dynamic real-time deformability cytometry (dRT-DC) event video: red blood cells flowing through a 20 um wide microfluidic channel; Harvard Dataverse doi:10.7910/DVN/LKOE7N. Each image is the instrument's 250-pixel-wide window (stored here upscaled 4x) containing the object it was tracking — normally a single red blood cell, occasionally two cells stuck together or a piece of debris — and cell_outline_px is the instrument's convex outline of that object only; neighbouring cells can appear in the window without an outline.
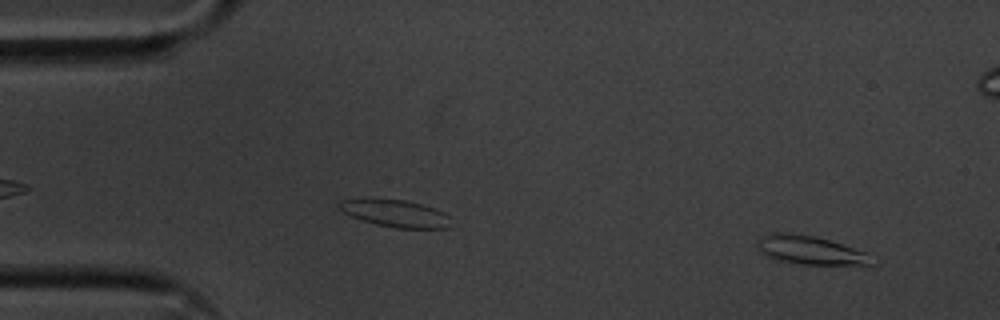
{"species": "common noctule bat (a hibernating species)", "species_latin": "Nyctalus noctula", "temperature_condition": "cold", "stored_images_in_passage": 55, "segment_of_instrument_passage": [1, 2], "camera_frame_rate_fps": 3000, "um_per_image_px": 0.085, "animal": {"sex": "male", "body_mass_g": 20.1, "forearm_length_mm": 53.5}, "frame": {"image": 1, "passage_image": 3, "time_ms": 0.667, "image_size_px": [1000, 320], "cell_outline_px": [[880, 260], [876, 264], [804, 264], [780, 260], [768, 256], [756, 244], [764, 232], [780, 232], [812, 236], [828, 240], [868, 252]], "centroid_in_image_um": [68.97, 21.26], "position_along_channel_um": 16.0, "area_um2": 18.9}}
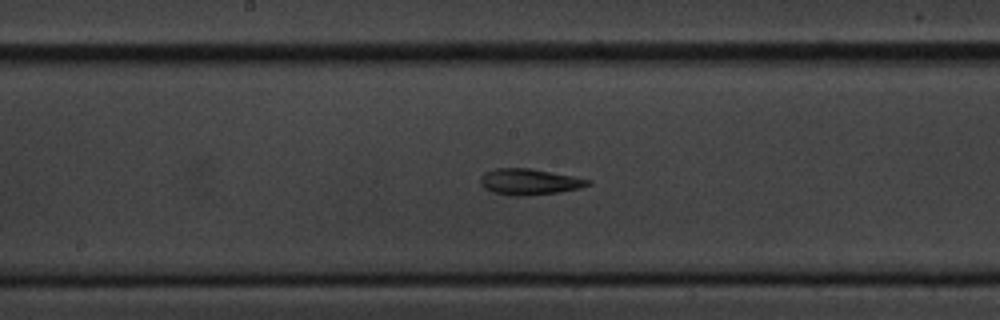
{"frame": {"image": 2, "passage_image": 27, "time_ms": 8.667, "image_size_px": [1000, 320], "cell_outline_px": [[592, 184], [580, 188], [556, 192], [524, 196], [508, 196], [492, 192], [484, 188], [480, 184], [480, 176], [484, 172], [496, 168], [532, 168], [592, 180]], "centroid_in_image_um": [44.96, 15.45], "position_along_channel_um": 203.2, "area_um2": 16.47}}
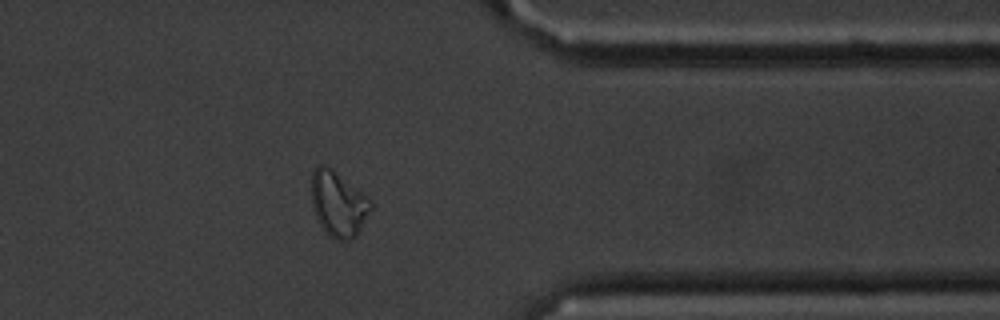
{"frame": {"image": 3, "passage_image": 43, "time_ms": 14.0, "image_size_px": [1000, 320], "cell_outline_px": [[372, 208], [356, 236], [348, 240], [336, 240], [320, 224], [312, 208], [312, 172], [316, 164], [324, 164], [332, 168], [372, 200]], "centroid_in_image_um": [28.75, 17.29], "position_along_channel_um": 382.6, "area_um2": 22.43}}